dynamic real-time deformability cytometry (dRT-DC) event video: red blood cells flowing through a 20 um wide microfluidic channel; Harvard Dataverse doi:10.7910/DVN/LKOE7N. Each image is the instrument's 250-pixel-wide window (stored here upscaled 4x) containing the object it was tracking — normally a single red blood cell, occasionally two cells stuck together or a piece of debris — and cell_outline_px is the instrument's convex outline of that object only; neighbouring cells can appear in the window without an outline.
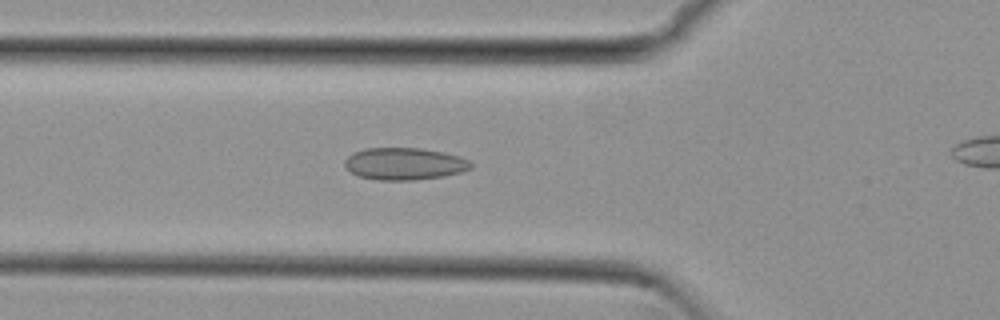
{"species": "common noctule bat (a hibernating species)", "species_latin": "Nyctalus noctula", "temperature_condition": "cold", "stored_images_in_passage": 19, "camera_frame_rate_fps": 3000, "um_per_image_px": 0.085, "animal": {"sex": "female", "body_mass_g": 29.2, "forearm_length_mm": 56.3}, "frame": {"image": 1, "passage_image": 8, "time_ms": 2.333, "image_size_px": [1000, 320], "cell_outline_px": [[472, 168], [460, 172], [444, 176], [416, 180], [376, 180], [360, 176], [352, 172], [344, 164], [344, 160], [352, 152], [364, 148], [420, 148], [444, 152], [460, 156], [468, 160], [472, 164]], "centroid_in_image_um": [34.38, 13.91], "position_along_channel_um": 91.4, "area_um2": 23.7}}
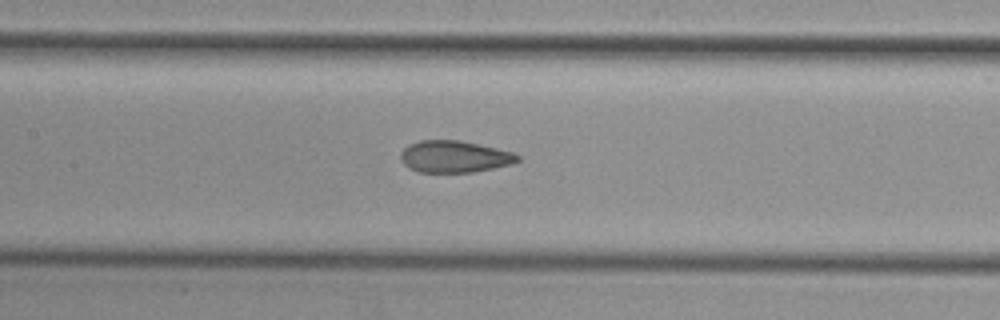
{"frame": {"image": 2, "passage_image": 14, "time_ms": 4.333, "image_size_px": [1000, 320], "cell_outline_px": [[520, 160], [512, 164], [472, 172], [420, 172], [408, 168], [400, 160], [400, 152], [408, 144], [420, 140], [460, 140], [496, 148], [512, 152], [520, 156]], "centroid_in_image_um": [38.59, 13.31], "position_along_channel_um": 168.8, "area_um2": 21.73}}
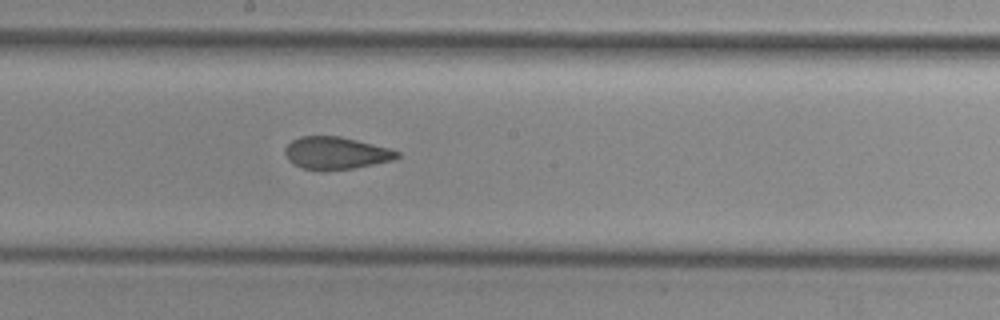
{"frame": {"image": 3, "passage_image": 18, "time_ms": 5.667, "image_size_px": [1000, 320], "cell_outline_px": [[400, 156], [392, 160], [352, 168], [324, 172], [320, 172], [304, 168], [288, 160], [284, 152], [284, 148], [292, 140], [300, 136], [340, 136], [388, 148], [400, 152]], "centroid_in_image_um": [28.51, 13.02], "position_along_channel_um": 219.7, "area_um2": 21.15}}